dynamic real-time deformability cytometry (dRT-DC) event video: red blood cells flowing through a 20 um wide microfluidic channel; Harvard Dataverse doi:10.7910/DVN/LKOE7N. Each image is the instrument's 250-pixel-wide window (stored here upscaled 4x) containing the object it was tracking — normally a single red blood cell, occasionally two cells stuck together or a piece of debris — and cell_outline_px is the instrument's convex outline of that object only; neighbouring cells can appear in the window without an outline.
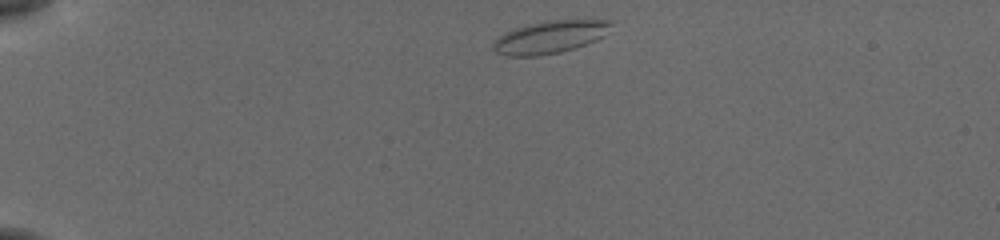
{"species": "common noctule bat (a hibernating species)", "species_latin": "Nyctalus noctula", "temperature_condition": "cold", "stored_images_in_passage": 5, "camera_frame_rate_fps": 3000, "um_per_image_px": 0.085, "animal": {"sex": "female", "body_mass_g": 19.5, "forearm_length_mm": 54.1}, "frame": {"image": 1, "passage_image": 1, "time_ms": 0.0, "image_size_px": [1000, 240], "cell_outline_px": [[616, 20], [604, 36], [596, 40], [560, 52], [540, 56], [508, 56], [496, 52], [492, 48], [492, 44], [504, 32], [524, 24], [548, 20]], "centroid_in_image_um": [46.74, 3.13], "position_along_channel_um": 38.3, "area_um2": 22.48}}
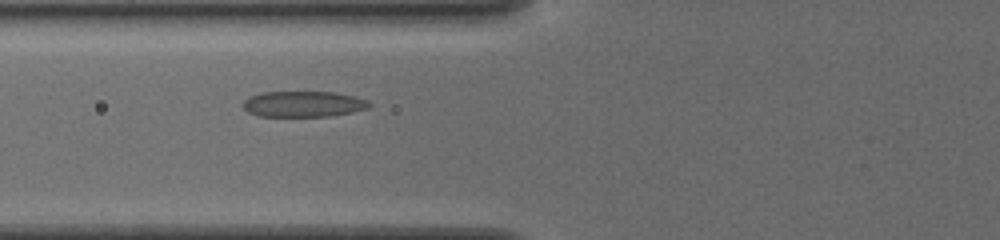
{"frame": {"image": 2, "passage_image": 5, "time_ms": 1.333, "image_size_px": [1000, 240], "cell_outline_px": [[372, 104], [368, 108], [352, 112], [328, 116], [260, 116], [248, 112], [244, 108], [244, 100], [248, 96], [260, 92], [332, 92], [352, 96], [368, 100]], "centroid_in_image_um": [25.77, 8.84], "position_along_channel_um": 100.0, "area_um2": 18.9}}